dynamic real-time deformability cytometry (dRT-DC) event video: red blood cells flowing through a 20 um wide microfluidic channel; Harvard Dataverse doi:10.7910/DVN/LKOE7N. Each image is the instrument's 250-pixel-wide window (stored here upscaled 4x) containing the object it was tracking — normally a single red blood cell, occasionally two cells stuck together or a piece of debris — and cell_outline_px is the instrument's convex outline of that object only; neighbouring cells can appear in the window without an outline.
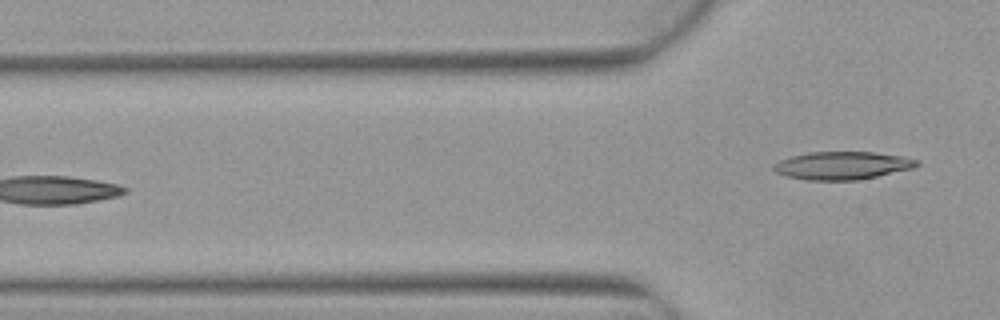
{"species": "Egyptian fruit bat (a non-hibernating species)", "species_latin": "Rousettus aegyptiacus", "temperature_condition": "warm", "stored_images_in_passage": 6, "camera_frame_rate_fps": 3000, "um_per_image_px": 0.085, "animal": {"sex": "female"}, "frame": {"image": 1, "passage_image": 6, "time_ms": 1.667, "image_size_px": [1000, 320], "cell_outline_px": [[920, 164], [912, 168], [876, 176], [856, 180], [808, 180], [788, 176], [776, 172], [772, 168], [772, 164], [780, 160], [792, 156], [808, 152], [872, 152], [904, 156], [920, 160]], "centroid_in_image_um": [71.6, 14.06], "position_along_channel_um": 54.2, "area_um2": 23.18}}